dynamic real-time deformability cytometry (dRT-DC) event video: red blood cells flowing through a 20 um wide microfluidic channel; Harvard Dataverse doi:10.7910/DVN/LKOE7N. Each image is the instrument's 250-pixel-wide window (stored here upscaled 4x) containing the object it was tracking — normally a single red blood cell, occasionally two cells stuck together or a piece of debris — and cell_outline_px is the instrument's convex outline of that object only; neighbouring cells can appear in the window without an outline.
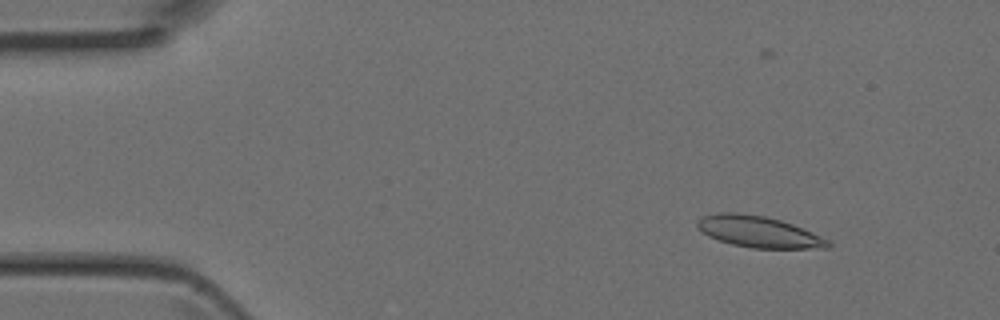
{"species": "Egyptian fruit bat (a non-hibernating species)", "species_latin": "Rousettus aegyptiacus", "temperature_condition": "room temperature", "stored_images_in_passage": 6, "camera_frame_rate_fps": 3000, "um_per_image_px": 0.085, "animal": {"sex": "female"}, "frame": {"image": 1, "passage_image": 3, "time_ms": 0.667, "image_size_px": [1000, 320], "cell_outline_px": [[832, 244], [828, 248], [752, 248], [732, 244], [716, 240], [708, 236], [696, 224], [704, 216], [716, 212], [736, 212], [764, 216], [780, 220], [792, 224], [832, 240]], "centroid_in_image_um": [64.53, 19.71], "position_along_channel_um": 20.5, "area_um2": 23.81}}
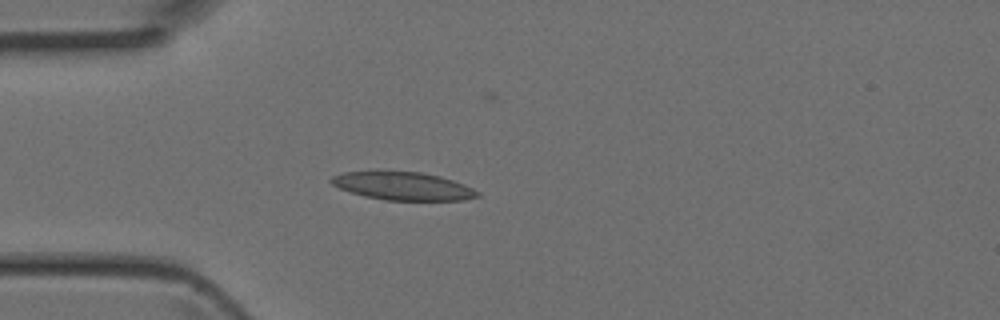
{"frame": {"image": 2, "passage_image": 5, "time_ms": 1.333, "image_size_px": [1000, 320], "cell_outline_px": [[480, 196], [464, 200], [384, 200], [364, 196], [340, 188], [332, 184], [328, 180], [332, 176], [344, 172], [376, 168], [420, 172], [440, 176], [464, 184], [480, 192]], "centroid_in_image_um": [34.19, 15.76], "position_along_channel_um": 50.8, "area_um2": 24.74}}